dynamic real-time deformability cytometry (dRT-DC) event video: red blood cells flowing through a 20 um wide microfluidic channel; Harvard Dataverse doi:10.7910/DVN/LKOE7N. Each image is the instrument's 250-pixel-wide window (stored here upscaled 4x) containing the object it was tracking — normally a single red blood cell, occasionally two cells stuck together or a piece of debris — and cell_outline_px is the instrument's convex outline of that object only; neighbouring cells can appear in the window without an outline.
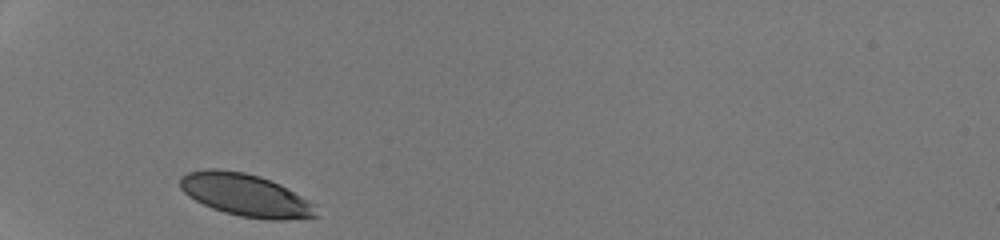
{"species": "human", "species_latin": "Homo sapiens", "temperature_condition": "room temperature", "stored_images_in_passage": 26, "camera_frame_rate_fps": 3000, "um_per_image_px": 0.085, "donor": {"sex": "male"}, "frame": {"image": 1, "passage_image": 1, "time_ms": 0.0, "image_size_px": [1000, 240], "cell_outline_px": [[320, 216], [284, 220], [272, 220], [240, 216], [224, 212], [212, 208], [188, 196], [180, 188], [180, 176], [188, 172], [208, 168], [216, 168], [244, 172], [260, 176], [280, 184], [316, 204]], "centroid_in_image_um": [20.9, 16.58], "position_along_channel_um": 64.1, "area_um2": 33.87}}
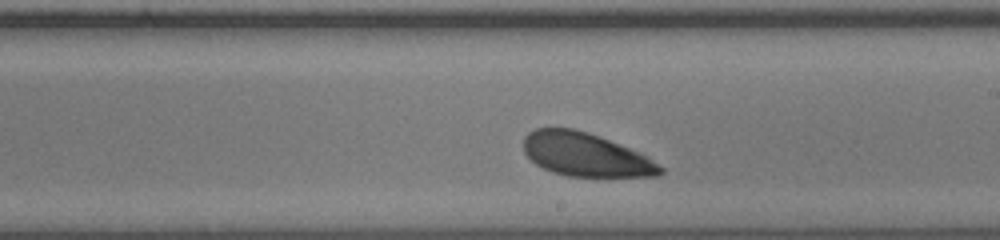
{"frame": {"image": 2, "passage_image": 15, "time_ms": 4.667, "image_size_px": [1000, 240], "cell_outline_px": [[664, 172], [656, 176], [568, 176], [552, 172], [536, 164], [524, 152], [524, 136], [528, 132], [536, 128], [572, 128], [588, 132], [640, 152], [664, 168]], "centroid_in_image_um": [49.76, 13.14], "position_along_channel_um": 239.2, "area_um2": 34.39}}
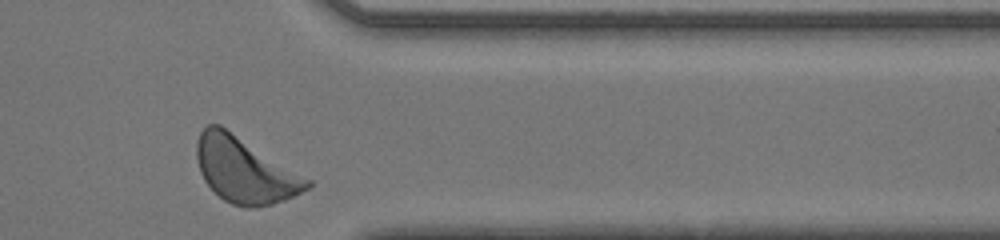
{"frame": {"image": 3, "passage_image": 26, "time_ms": 8.333, "image_size_px": [1000, 240], "cell_outline_px": [[312, 188], [284, 200], [272, 204], [256, 208], [244, 208], [232, 204], [224, 200], [204, 180], [200, 172], [196, 156], [196, 144], [200, 132], [208, 124], [220, 124], [312, 180]], "centroid_in_image_um": [20.83, 14.47], "position_along_channel_um": 390.6, "area_um2": 42.25}, "authors_computed_cell_mechanics": {"area_um2": 35.6915, "velocity_mm_per_s": 4.1738, "shape_relaxation_time_tau1_ms": 1.2158, "shape_relaxation_time_tau2_ms": null, "deformation_change_tau1": 0.0702, "deformation_change_tau2": null}}